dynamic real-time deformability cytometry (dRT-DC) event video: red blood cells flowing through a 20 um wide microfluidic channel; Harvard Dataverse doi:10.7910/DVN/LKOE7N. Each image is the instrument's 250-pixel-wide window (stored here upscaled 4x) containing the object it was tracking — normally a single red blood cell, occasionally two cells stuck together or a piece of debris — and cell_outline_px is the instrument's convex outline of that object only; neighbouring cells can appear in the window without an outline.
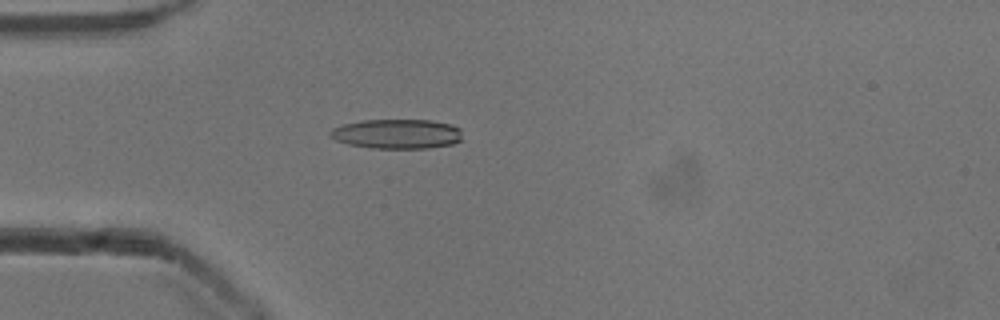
{"species": "common noctule bat (a hibernating species)", "species_latin": "Nyctalus noctula", "temperature_condition": "cold", "stored_images_in_passage": 43, "camera_frame_rate_fps": 3000, "um_per_image_px": 0.085, "animal": {"sex": "male", "body_mass_g": 13.3}, "frame": {"image": 1, "passage_image": 6, "time_ms": 1.667, "image_size_px": [1000, 320], "cell_outline_px": [[460, 140], [452, 144], [428, 148], [372, 148], [348, 144], [336, 140], [328, 136], [328, 132], [332, 128], [344, 124], [364, 120], [432, 120], [452, 124], [460, 128]], "centroid_in_image_um": [33.72, 11.37], "position_along_channel_um": 51.3, "area_um2": 22.83}}
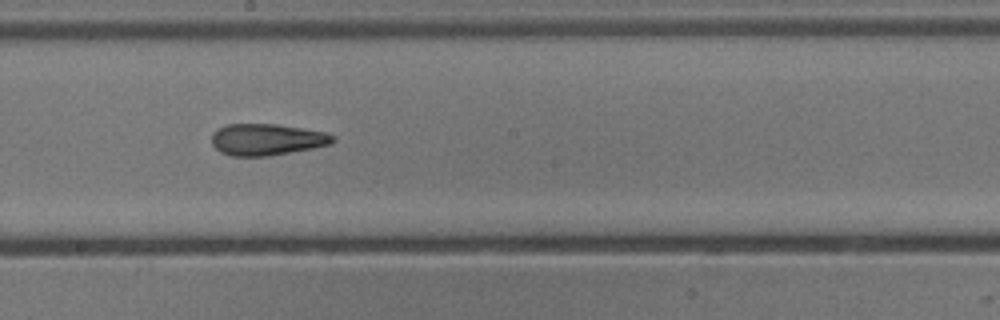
{"frame": {"image": 2, "passage_image": 20, "time_ms": 6.333, "image_size_px": [1000, 320], "cell_outline_px": [[336, 140], [332, 144], [312, 148], [268, 156], [232, 156], [220, 152], [212, 144], [212, 132], [216, 128], [228, 124], [276, 124], [328, 132], [336, 136]], "centroid_in_image_um": [22.69, 11.85], "position_along_channel_um": 225.5, "area_um2": 22.48}}
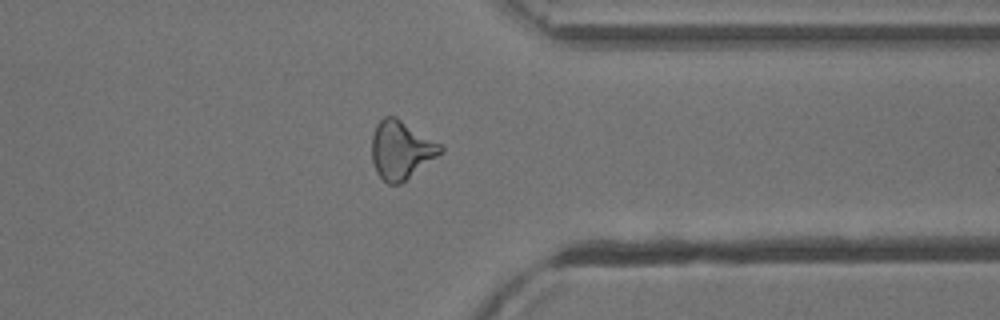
{"frame": {"image": 3, "passage_image": 32, "time_ms": 10.333, "image_size_px": [1000, 320], "cell_outline_px": [[444, 152], [400, 184], [388, 184], [376, 172], [372, 160], [372, 136], [376, 124], [384, 116], [396, 116], [440, 144], [444, 148]], "centroid_in_image_um": [34.09, 12.74], "position_along_channel_um": 377.3, "area_um2": 23.29}, "authors_computed_cell_mechanics": {"area_um2": 22.542, "velocity_mm_per_s": 3.9425, "shape_relaxation_time_tau1_ms": null, "shape_relaxation_time_tau2_ms": 3.9813, "deformation_change_tau1": null, "deformation_change_tau2": 0.1476}}